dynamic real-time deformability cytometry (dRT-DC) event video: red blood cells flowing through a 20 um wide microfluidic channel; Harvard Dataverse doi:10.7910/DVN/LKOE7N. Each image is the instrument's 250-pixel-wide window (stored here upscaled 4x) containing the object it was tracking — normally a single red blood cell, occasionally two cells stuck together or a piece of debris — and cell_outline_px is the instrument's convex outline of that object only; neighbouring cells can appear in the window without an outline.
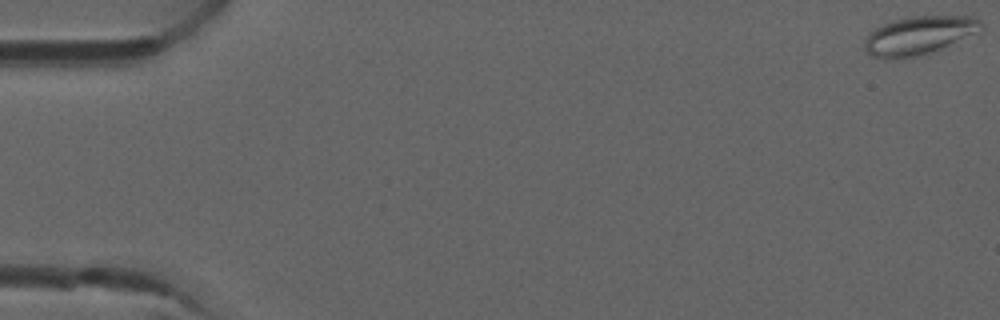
{"species": "common noctule bat (a hibernating species)", "species_latin": "Nyctalus noctula", "temperature_condition": "room temperature", "stored_images_in_passage": 8, "camera_frame_rate_fps": 3000, "um_per_image_px": 0.085, "animal": {"sex": "male", "forearm_length_mm": 52.5}, "frame": {"image": 1, "passage_image": 1, "time_ms": 0.0, "image_size_px": [1000, 320], "cell_outline_px": [[984, 28], [980, 32], [940, 48], [916, 56], [872, 56], [864, 52], [864, 40], [868, 32], [880, 24], [892, 20], [912, 16], [972, 16], [980, 20], [984, 24]], "centroid_in_image_um": [78.12, 2.95], "position_along_channel_um": 6.9, "area_um2": 25.78}}
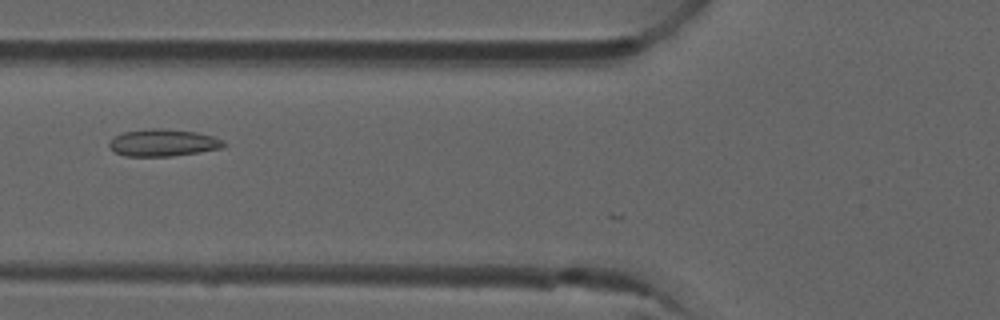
{"frame": {"image": 2, "passage_image": 6, "time_ms": 1.667, "image_size_px": [1000, 320], "cell_outline_px": [[228, 144], [220, 148], [200, 152], [172, 156], [124, 156], [108, 148], [108, 144], [116, 136], [124, 132], [152, 128], [160, 128], [196, 132], [212, 136]], "centroid_in_image_um": [13.85, 12.14], "position_along_channel_um": 112.0, "area_um2": 17.92}}
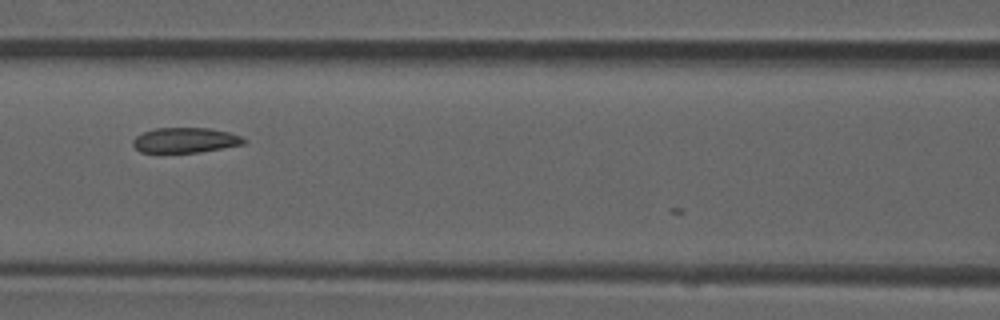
{"frame": {"image": 3, "passage_image": 7, "time_ms": 2.0, "image_size_px": [1000, 320], "cell_outline_px": [[248, 140], [244, 144], [200, 152], [160, 156], [140, 152], [132, 144], [132, 140], [136, 136], [144, 132], [156, 128], [208, 128], [228, 132], [240, 136]], "centroid_in_image_um": [15.67, 11.97], "position_along_channel_um": 150.9, "area_um2": 16.99}}